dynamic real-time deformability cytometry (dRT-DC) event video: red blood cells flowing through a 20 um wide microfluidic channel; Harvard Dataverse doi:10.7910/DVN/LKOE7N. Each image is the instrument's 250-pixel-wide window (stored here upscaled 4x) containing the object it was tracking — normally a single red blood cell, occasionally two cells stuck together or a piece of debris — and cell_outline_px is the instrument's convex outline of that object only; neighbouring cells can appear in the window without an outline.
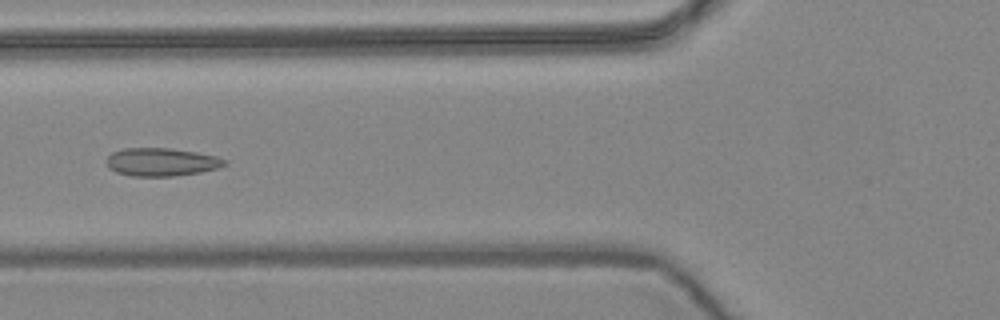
{"species": "common noctule bat (a hibernating species)", "species_latin": "Nyctalus noctula", "temperature_condition": "warm", "stored_images_in_passage": 57, "camera_frame_rate_fps": 3000, "um_per_image_px": 0.085, "animal": {"sex": "female", "body_mass_g": 24.6, "forearm_length_mm": 56.2}, "frame": {"image": 1, "passage_image": 22, "time_ms": 7.0, "image_size_px": [1000, 320], "cell_outline_px": [[228, 164], [216, 168], [200, 172], [172, 176], [132, 176], [116, 172], [108, 168], [108, 156], [112, 152], [124, 148], [168, 148], [196, 152], [216, 156], [228, 160]], "centroid_in_image_um": [13.73, 13.77], "position_along_channel_um": 112.1, "area_um2": 19.25}}
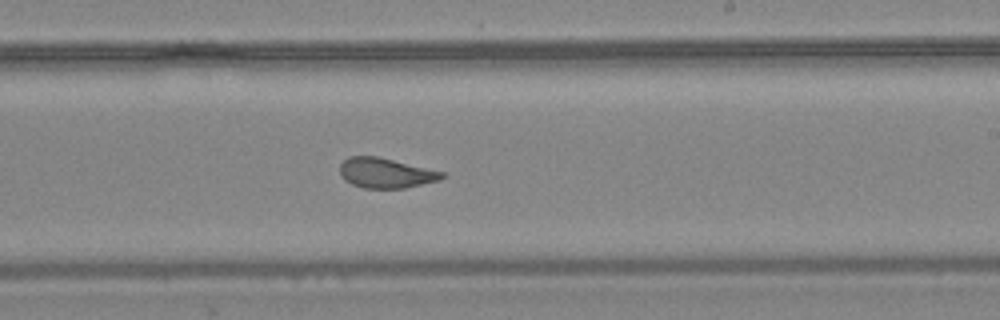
{"frame": {"image": 2, "passage_image": 34, "time_ms": 11.0, "image_size_px": [1000, 320], "cell_outline_px": [[444, 176], [440, 180], [404, 188], [364, 188], [352, 184], [344, 180], [340, 176], [340, 164], [348, 156], [376, 156], [444, 172]], "centroid_in_image_um": [32.75, 14.71], "position_along_channel_um": 256.3, "area_um2": 17.74}}
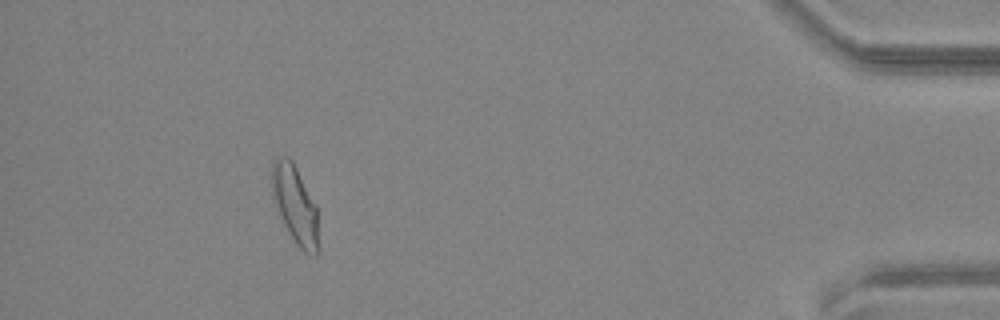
{"frame": {"image": 3, "passage_image": 52, "time_ms": 17.0, "image_size_px": [1000, 320], "cell_outline_px": [[316, 256], [312, 256], [304, 252], [296, 244], [288, 232], [280, 216], [272, 196], [272, 160], [276, 156], [288, 156], [292, 160], [316, 204]], "centroid_in_image_um": [25.04, 17.33], "position_along_channel_um": 410.2, "area_um2": 20.81}, "authors_computed_cell_mechanics": {"area_um2": 19.9988, "velocity_mm_per_s": 3.6022, "shape_relaxation_time_tau1_ms": 7.9087, "shape_relaxation_time_tau2_ms": 1.0159, "deformation_change_tau1": 0.1948, "deformation_change_tau2": 0.0613}}